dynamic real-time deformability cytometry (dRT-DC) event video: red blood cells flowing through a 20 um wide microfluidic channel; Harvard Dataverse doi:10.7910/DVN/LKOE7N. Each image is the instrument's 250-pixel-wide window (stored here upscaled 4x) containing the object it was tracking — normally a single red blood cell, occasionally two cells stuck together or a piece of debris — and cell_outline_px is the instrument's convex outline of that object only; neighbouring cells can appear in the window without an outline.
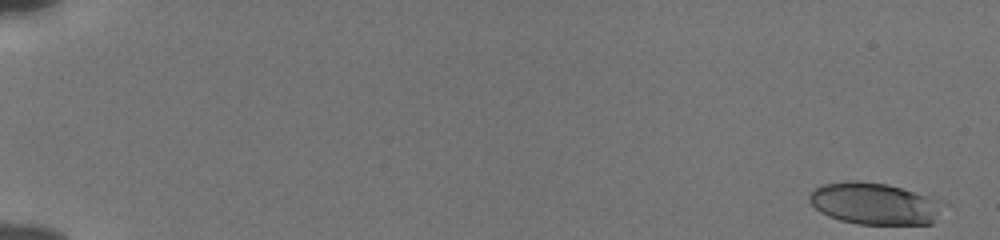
{"species": "human", "species_latin": "Homo sapiens", "temperature_condition": "cold", "stored_images_in_passage": 54, "camera_frame_rate_fps": 3000, "um_per_image_px": 0.085, "donor": {"sex": "male"}, "frame": {"image": 1, "passage_image": 1, "time_ms": 0.0, "image_size_px": [1000, 240], "cell_outline_px": [[940, 200], [932, 224], [856, 224], [840, 220], [828, 216], [820, 212], [808, 200], [808, 196], [816, 188], [824, 184], [852, 180], [856, 180], [888, 184]], "centroid_in_image_um": [74.23, 17.3], "position_along_channel_um": 10.8, "area_um2": 31.96}}
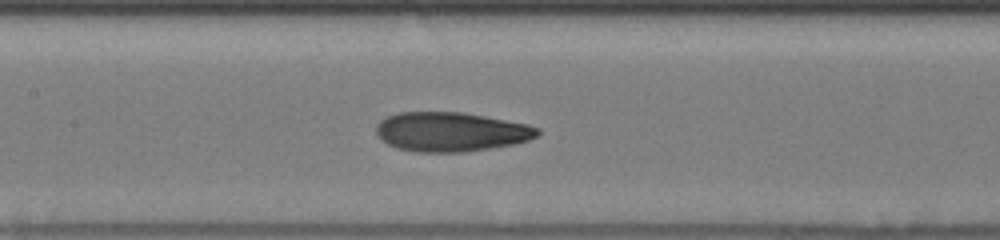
{"frame": {"image": 2, "passage_image": 28, "time_ms": 9.0, "image_size_px": [1000, 240], "cell_outline_px": [[540, 136], [528, 140], [512, 144], [488, 148], [460, 152], [416, 152], [396, 148], [380, 140], [376, 136], [376, 124], [380, 120], [396, 112], [464, 112], [528, 124], [540, 128]], "centroid_in_image_um": [38.3, 11.2], "position_along_channel_um": 169.1, "area_um2": 37.22}}
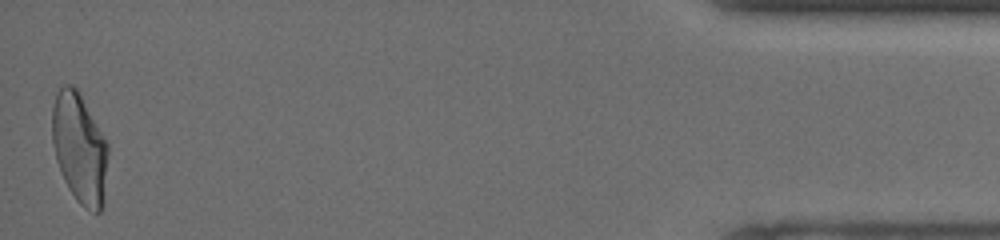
{"frame": {"image": 3, "passage_image": 54, "time_ms": 17.667, "image_size_px": [1000, 240], "cell_outline_px": [[108, 156], [104, 204], [100, 212], [92, 212], [84, 208], [76, 200], [68, 188], [60, 172], [56, 160], [52, 140], [52, 108], [56, 92], [64, 84], [72, 84], [80, 92], [108, 144]], "centroid_in_image_um": [6.76, 12.61], "position_along_channel_um": 428.4, "area_um2": 36.36}, "authors_computed_cell_mechanics": {"area_um2": 35.1135, "velocity_mm_per_s": 3.8567, "shape_relaxation_time_tau1_ms": 5.2587, "shape_relaxation_time_tau2_ms": 1.7393, "deformation_change_tau1": 0.1824, "deformation_change_tau2": 0.0896}}